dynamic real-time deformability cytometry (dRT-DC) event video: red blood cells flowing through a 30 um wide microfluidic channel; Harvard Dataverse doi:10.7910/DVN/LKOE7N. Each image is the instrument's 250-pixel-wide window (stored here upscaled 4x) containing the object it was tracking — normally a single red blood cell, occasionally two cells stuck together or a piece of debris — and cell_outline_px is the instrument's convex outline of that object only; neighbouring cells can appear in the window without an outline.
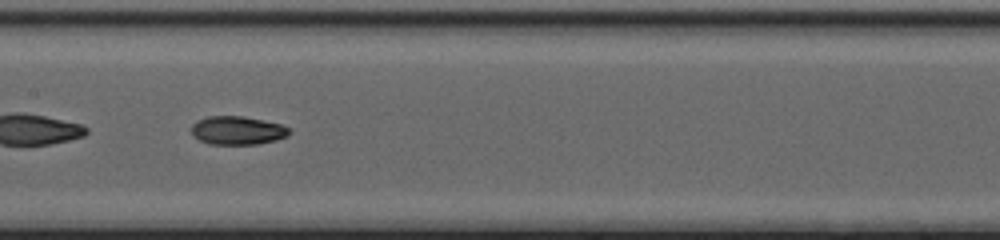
{"species": "common noctule bat (a hibernating species)", "species_latin": "Nyctalus noctula", "temperature_condition": "cold", "stored_images_in_passage": 51, "segment_of_instrument_passage": [2, 2], "camera_frame_rate_fps": 3000, "um_per_image_px": 0.085, "animal": {"sex": "female", "body_mass_g": 20.0, "forearm_length_mm": 54.0}, "frame": {"image": 1, "passage_image": 28, "time_ms": 9.0, "image_size_px": [1000, 240], "cell_outline_px": [[292, 132], [288, 136], [276, 140], [256, 144], [208, 144], [192, 136], [192, 124], [196, 120], [208, 116], [244, 116], [264, 120], [280, 124], [288, 128]], "centroid_in_image_um": [20.17, 11.08], "position_along_channel_um": 187.2, "area_um2": 16.36}}
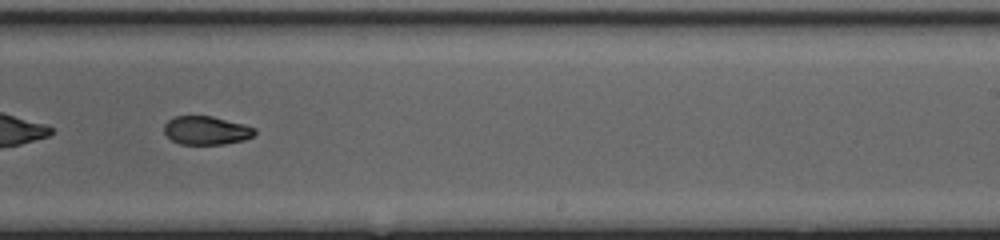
{"frame": {"image": 2, "passage_image": 34, "time_ms": 11.0, "image_size_px": [1000, 240], "cell_outline_px": [[256, 132], [252, 136], [244, 140], [224, 144], [180, 144], [172, 140], [164, 132], [164, 124], [168, 120], [176, 116], [212, 116], [244, 124], [256, 128]], "centroid_in_image_um": [17.54, 11.08], "position_along_channel_um": 271.5, "area_um2": 15.03}}
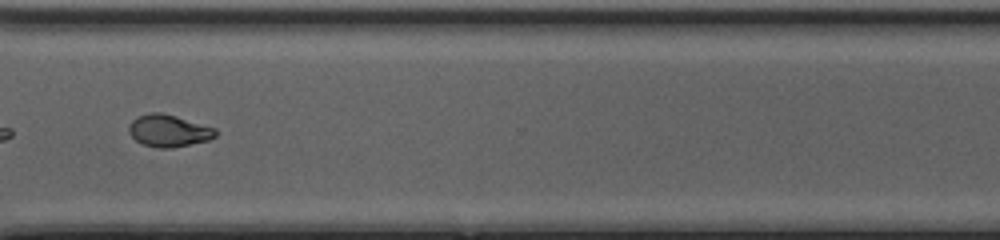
{"frame": {"image": 3, "passage_image": 40, "time_ms": 13.0, "image_size_px": [1000, 240], "cell_outline_px": [[216, 136], [208, 140], [172, 148], [156, 148], [140, 144], [128, 132], [128, 124], [136, 116], [148, 112], [160, 112], [176, 116], [216, 128]], "centroid_in_image_um": [14.29, 11.11], "position_along_channel_um": 356.3, "area_um2": 16.42}}